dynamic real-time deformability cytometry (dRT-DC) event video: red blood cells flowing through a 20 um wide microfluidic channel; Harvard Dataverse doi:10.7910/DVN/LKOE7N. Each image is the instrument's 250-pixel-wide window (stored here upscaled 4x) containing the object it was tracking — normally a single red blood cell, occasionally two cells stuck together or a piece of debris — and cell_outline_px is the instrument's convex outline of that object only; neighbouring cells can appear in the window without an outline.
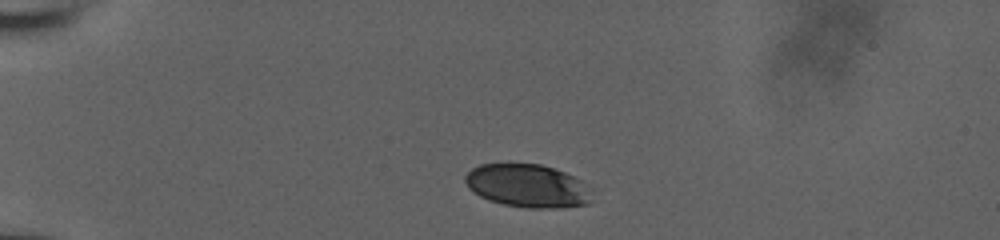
{"species": "human", "species_latin": "Homo sapiens", "temperature_condition": "room temperature", "stored_images_in_passage": 7, "camera_frame_rate_fps": 3000, "um_per_image_px": 0.085, "donor": {"sex": "male"}, "frame": {"image": 1, "passage_image": 1, "time_ms": 0.0, "image_size_px": [1000, 240], "cell_outline_px": [[588, 204], [560, 208], [528, 208], [504, 204], [488, 200], [472, 192], [468, 188], [464, 180], [464, 176], [472, 168], [480, 164], [540, 164], [556, 168], [580, 180], [588, 200]], "centroid_in_image_um": [44.72, 15.79], "position_along_channel_um": 40.3, "area_um2": 31.33}}
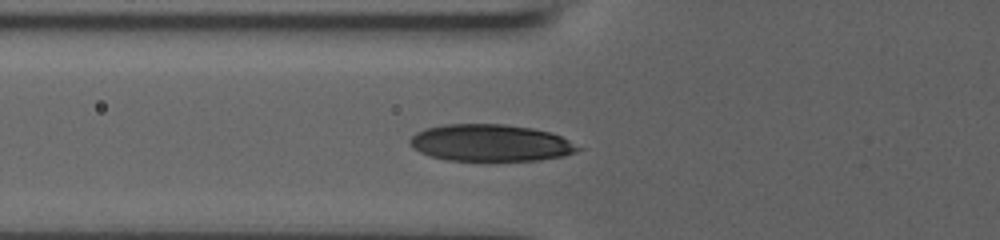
{"frame": {"image": 2, "passage_image": 5, "time_ms": 1.333, "image_size_px": [1000, 240], "cell_outline_px": [[584, 148], [576, 152], [564, 156], [540, 160], [448, 160], [428, 156], [412, 148], [408, 140], [416, 132], [424, 128], [444, 124], [504, 124], [532, 128], [552, 132]], "centroid_in_image_um": [41.69, 12.14], "position_along_channel_um": 84.1, "area_um2": 36.36}}
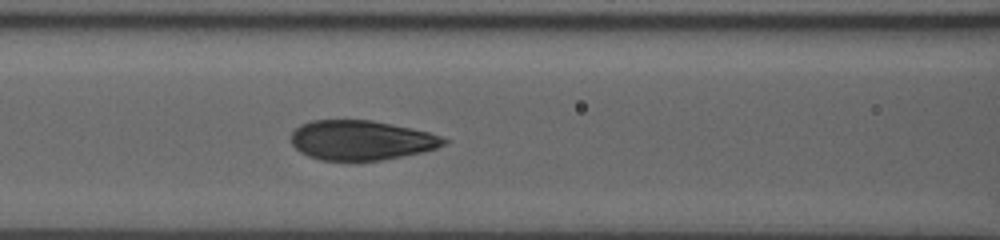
{"frame": {"image": 3, "passage_image": 7, "time_ms": 2.0, "image_size_px": [1000, 240], "cell_outline_px": [[452, 140], [436, 148], [424, 152], [380, 160], [320, 160], [308, 156], [300, 152], [292, 144], [292, 132], [300, 124], [312, 120], [372, 120], [412, 128], [428, 132]], "centroid_in_image_um": [30.71, 11.91], "position_along_channel_um": 135.9, "area_um2": 35.32}}